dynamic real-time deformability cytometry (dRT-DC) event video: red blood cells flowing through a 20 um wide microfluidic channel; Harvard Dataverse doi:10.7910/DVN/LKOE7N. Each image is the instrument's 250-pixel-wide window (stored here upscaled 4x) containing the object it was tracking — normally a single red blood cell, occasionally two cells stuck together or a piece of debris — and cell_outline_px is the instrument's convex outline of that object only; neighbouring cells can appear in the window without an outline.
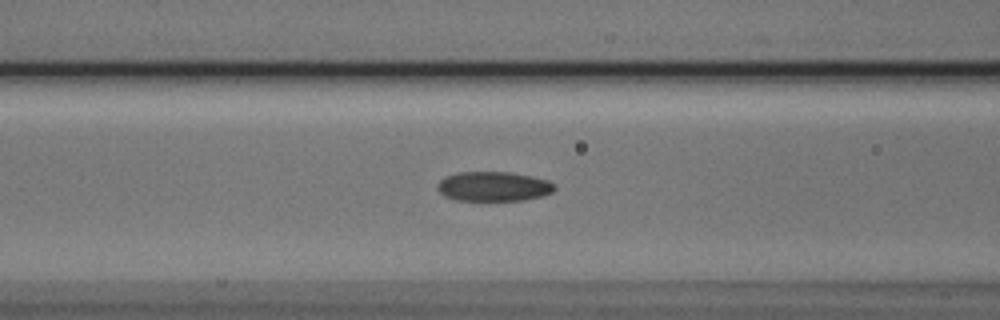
{"species": "Egyptian fruit bat (a non-hibernating species)", "species_latin": "Rousettus aegyptiacus", "temperature_condition": "cold", "stored_images_in_passage": 52, "camera_frame_rate_fps": 3000, "um_per_image_px": 0.085, "animal": {"sex": "male"}, "frame": {"image": 1, "passage_image": 21, "time_ms": 6.667, "image_size_px": [1000, 320], "cell_outline_px": [[556, 188], [552, 192], [540, 196], [524, 200], [456, 200], [444, 196], [436, 188], [436, 184], [444, 176], [456, 172], [512, 172], [532, 176], [548, 180], [556, 184]], "centroid_in_image_um": [41.93, 15.83], "position_along_channel_um": 124.7, "area_um2": 20.4}}
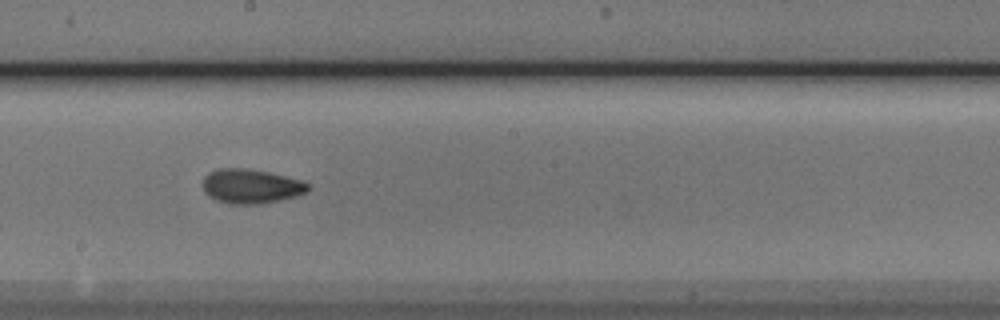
{"frame": {"image": 2, "passage_image": 29, "time_ms": 9.333, "image_size_px": [1000, 320], "cell_outline_px": [[308, 192], [296, 196], [280, 200], [260, 204], [228, 204], [216, 200], [208, 196], [204, 192], [200, 184], [204, 176], [208, 172], [220, 168], [248, 168], [268, 172], [300, 180], [308, 184]], "centroid_in_image_um": [21.26, 15.83], "position_along_channel_um": 226.9, "area_um2": 21.33}}
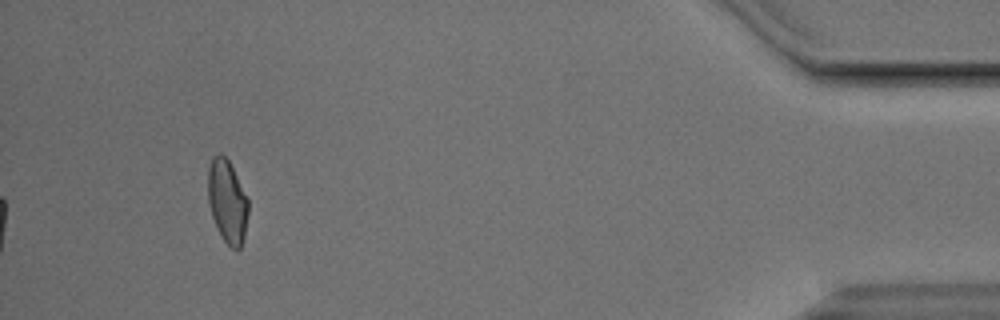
{"frame": {"image": 3, "passage_image": 49, "time_ms": 16.0, "image_size_px": [1000, 320], "cell_outline_px": [[248, 212], [244, 240], [240, 248], [232, 248], [224, 240], [216, 228], [208, 204], [208, 168], [212, 156], [220, 152], [228, 160], [248, 200]], "centroid_in_image_um": [19.3, 17.12], "position_along_channel_um": 415.9, "area_um2": 19.42}, "authors_computed_cell_mechanics": {"area_um2": 20.0566, "velocity_mm_per_s": 3.8321, "shape_relaxation_time_tau1_ms": 9.3222, "shape_relaxation_time_tau2_ms": 2.3512, "deformation_change_tau1": 0.2038, "deformation_change_tau2": 0.0772}}